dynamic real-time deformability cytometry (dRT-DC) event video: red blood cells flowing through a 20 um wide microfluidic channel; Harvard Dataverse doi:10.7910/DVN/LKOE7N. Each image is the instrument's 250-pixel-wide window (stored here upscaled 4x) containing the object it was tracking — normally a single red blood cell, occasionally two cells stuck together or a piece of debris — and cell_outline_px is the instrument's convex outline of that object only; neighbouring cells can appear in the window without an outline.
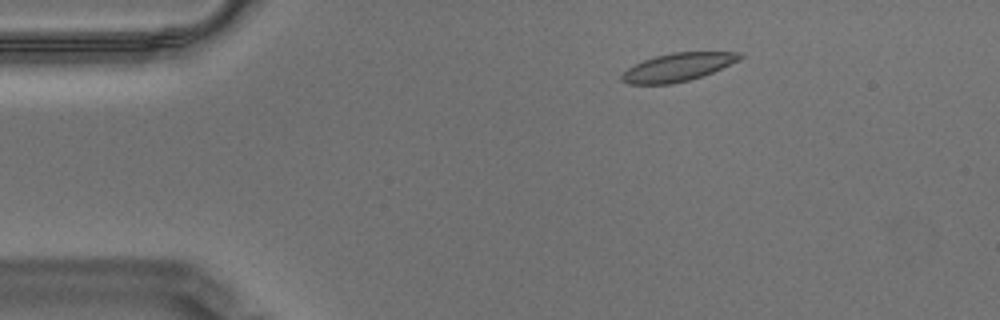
{"species": "Egyptian fruit bat (a non-hibernating species)", "species_latin": "Rousettus aegyptiacus", "temperature_condition": "warm", "stored_images_in_passage": 56, "camera_frame_rate_fps": 3000, "um_per_image_px": 0.085, "animal": {"sex": "male"}, "frame": {"image": 1, "passage_image": 8, "time_ms": 2.333, "image_size_px": [1000, 320], "cell_outline_px": [[744, 56], [740, 60], [712, 72], [688, 80], [672, 84], [628, 84], [620, 80], [620, 76], [628, 68], [644, 60], [656, 56], [672, 52], [744, 52]], "centroid_in_image_um": [57.63, 5.7], "position_along_channel_um": 27.4, "area_um2": 19.25}}
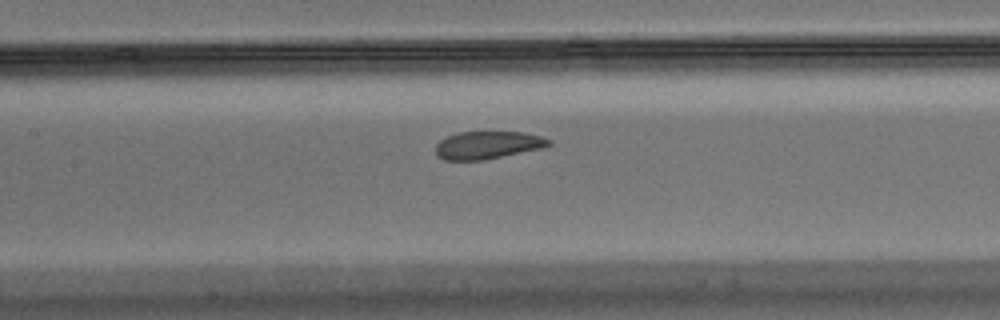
{"frame": {"image": 2, "passage_image": 25, "time_ms": 8.0, "image_size_px": [1000, 320], "cell_outline_px": [[552, 144], [544, 148], [484, 160], [444, 160], [436, 156], [436, 144], [440, 140], [448, 136], [460, 132], [524, 132], [540, 136], [552, 140]], "centroid_in_image_um": [41.48, 12.34], "position_along_channel_um": 165.9, "area_um2": 18.38}}
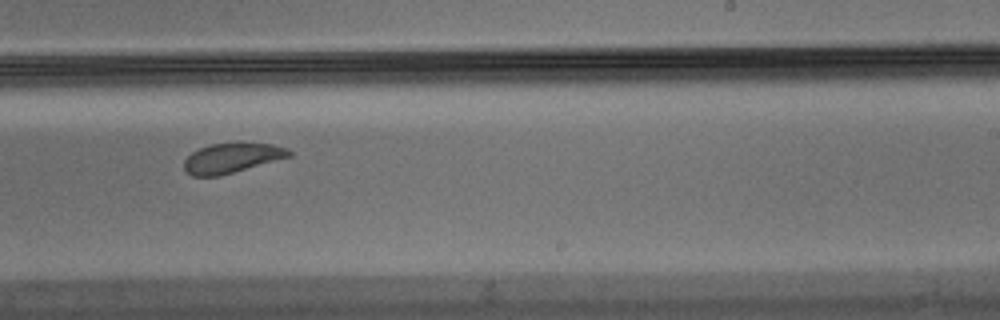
{"frame": {"image": 3, "passage_image": 34, "time_ms": 11.0, "image_size_px": [1000, 320], "cell_outline_px": [[292, 156], [220, 176], [192, 176], [184, 168], [184, 160], [192, 152], [208, 144], [272, 144], [288, 148], [292, 152]], "centroid_in_image_um": [19.71, 13.44], "position_along_channel_um": 269.3, "area_um2": 17.98}, "authors_computed_cell_mechanics": {"area_um2": 19.9988, "velocity_mm_per_s": 3.4552, "shape_relaxation_time_tau1_ms": 6.007, "shape_relaxation_time_tau2_ms": 2.1431, "deformation_change_tau1": 0.12, "deformation_change_tau2": 0.0654}}